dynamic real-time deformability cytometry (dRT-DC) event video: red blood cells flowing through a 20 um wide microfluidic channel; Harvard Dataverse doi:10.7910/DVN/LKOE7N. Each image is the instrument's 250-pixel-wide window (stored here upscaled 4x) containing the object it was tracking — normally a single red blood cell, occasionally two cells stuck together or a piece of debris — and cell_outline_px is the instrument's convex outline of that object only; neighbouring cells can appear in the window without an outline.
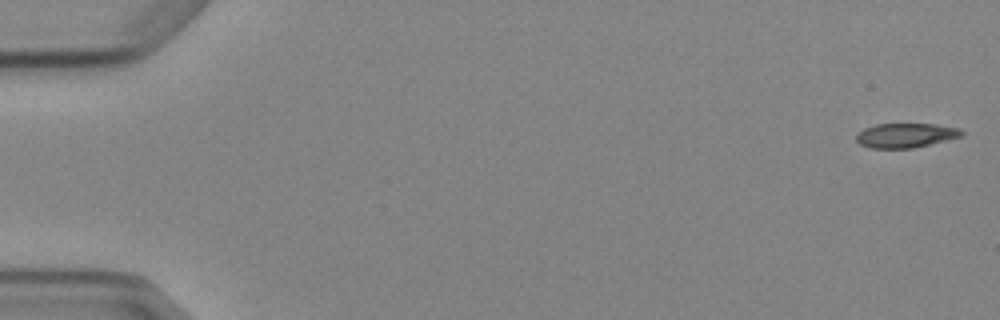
{"species": "Egyptian fruit bat (a non-hibernating species)", "species_latin": "Rousettus aegyptiacus", "temperature_condition": "cold", "stored_images_in_passage": 5, "camera_frame_rate_fps": 3000, "um_per_image_px": 0.085, "animal": {"sex": "female"}, "frame": {"image": 1, "passage_image": 1, "time_ms": 0.0, "image_size_px": [1000, 320], "cell_outline_px": [[964, 136], [912, 148], [868, 148], [860, 144], [856, 140], [856, 132], [864, 128], [876, 124], [936, 124], [960, 128], [964, 132]], "centroid_in_image_um": [76.97, 11.5], "position_along_channel_um": 8.0, "area_um2": 15.14}}
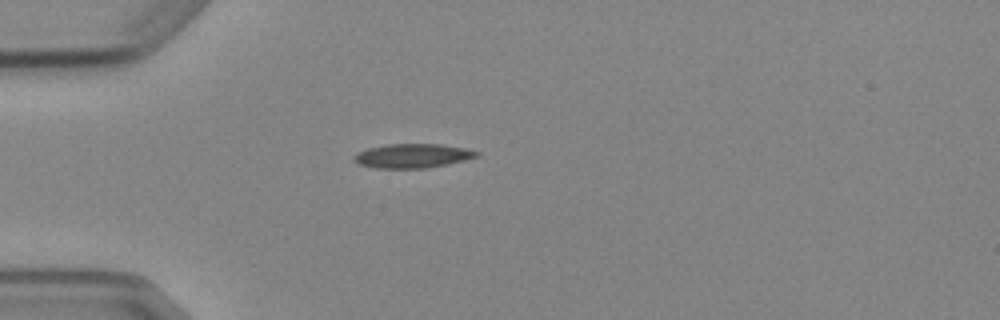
{"frame": {"image": 2, "passage_image": 5, "time_ms": 4.667, "image_size_px": [1000, 320], "cell_outline_px": [[480, 156], [448, 164], [424, 168], [376, 168], [360, 164], [352, 160], [352, 156], [356, 152], [368, 148], [388, 144], [440, 144], [464, 148], [480, 152]], "centroid_in_image_um": [35.04, 13.24], "position_along_channel_um": 50.0, "area_um2": 17.28}}